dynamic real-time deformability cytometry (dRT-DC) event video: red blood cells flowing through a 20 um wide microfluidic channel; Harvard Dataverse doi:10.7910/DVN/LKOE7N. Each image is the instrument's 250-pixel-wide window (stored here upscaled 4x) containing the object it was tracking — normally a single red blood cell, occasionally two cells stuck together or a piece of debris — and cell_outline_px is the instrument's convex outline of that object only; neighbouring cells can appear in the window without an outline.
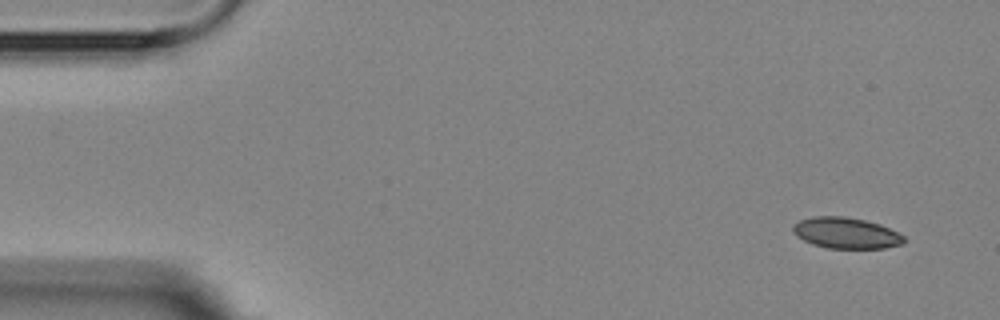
{"species": "Egyptian fruit bat (a non-hibernating species)", "species_latin": "Rousettus aegyptiacus", "temperature_condition": "room temperature", "stored_images_in_passage": 5, "camera_frame_rate_fps": 3000, "um_per_image_px": 0.085, "animal": {"sex": "female"}, "frame": {"image": 1, "passage_image": 1, "time_ms": 0.0, "image_size_px": [1000, 320], "cell_outline_px": [[908, 240], [904, 244], [884, 248], [828, 248], [812, 244], [796, 236], [792, 232], [792, 224], [800, 220], [816, 216], [840, 216], [864, 220], [880, 224], [904, 236]], "centroid_in_image_um": [71.91, 19.81], "position_along_channel_um": 13.1, "area_um2": 20.11}}
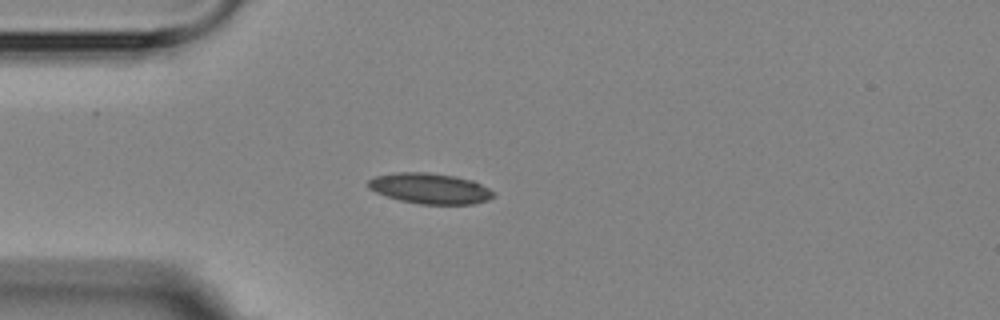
{"frame": {"image": 2, "passage_image": 4, "time_ms": 3.667, "image_size_px": [1000, 320], "cell_outline_px": [[496, 196], [488, 200], [472, 204], [420, 204], [400, 200], [376, 192], [368, 188], [368, 180], [376, 176], [400, 172], [428, 172], [456, 176], [472, 180], [496, 192]], "centroid_in_image_um": [36.59, 16.02], "position_along_channel_um": 48.4, "area_um2": 22.31}}